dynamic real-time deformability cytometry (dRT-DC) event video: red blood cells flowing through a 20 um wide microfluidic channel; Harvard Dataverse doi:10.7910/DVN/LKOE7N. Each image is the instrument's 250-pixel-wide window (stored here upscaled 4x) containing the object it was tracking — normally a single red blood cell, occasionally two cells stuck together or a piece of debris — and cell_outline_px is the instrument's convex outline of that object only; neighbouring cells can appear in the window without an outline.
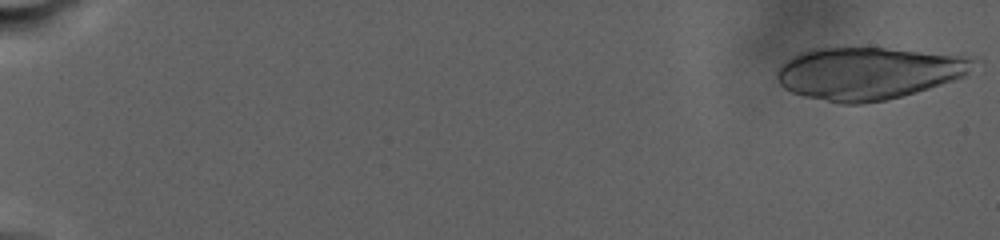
{"species": "human", "species_latin": "Homo sapiens", "temperature_condition": "warm", "stored_images_in_passage": 35, "camera_frame_rate_fps": 3000, "um_per_image_px": 0.085, "donor": {"sex": "male"}, "frame": {"image": 1, "passage_image": 1, "time_ms": 0.0, "image_size_px": [1000, 240], "cell_outline_px": [[980, 60], [964, 76], [916, 92], [884, 100], [864, 104], [840, 104], [804, 96], [792, 92], [784, 88], [776, 80], [776, 72], [792, 56], [800, 52], [812, 48], [884, 48], [976, 56]], "centroid_in_image_um": [73.84, 6.21], "position_along_channel_um": 11.2, "area_um2": 60.11}}
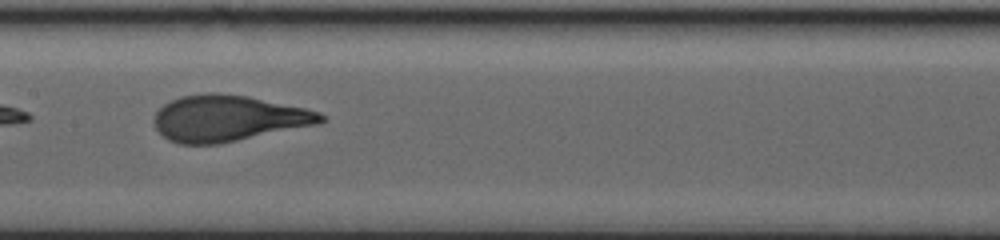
{"frame": {"image": 2, "passage_image": 26, "time_ms": 16.667, "image_size_px": [1000, 240], "cell_outline_px": [[324, 120], [316, 124], [220, 144], [180, 144], [168, 140], [156, 128], [152, 120], [156, 112], [164, 104], [180, 96], [208, 92], [212, 92], [248, 96], [304, 108], [320, 112], [324, 116]], "centroid_in_image_um": [19.34, 10.05], "position_along_channel_um": 188.1, "area_um2": 44.56}}
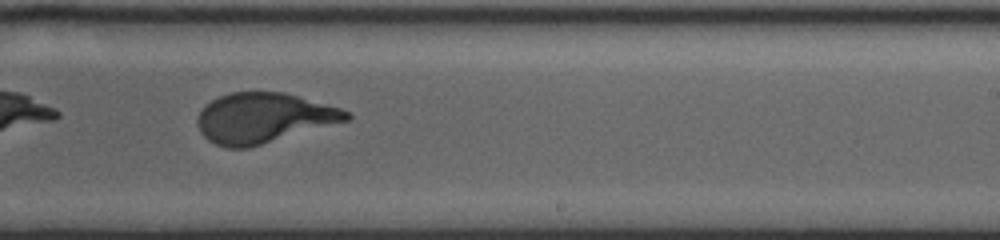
{"frame": {"image": 3, "passage_image": 33, "time_ms": 20.0, "image_size_px": [1000, 240], "cell_outline_px": [[352, 116], [348, 120], [248, 148], [228, 148], [216, 144], [208, 140], [200, 132], [196, 120], [200, 112], [212, 100], [220, 96], [232, 92], [284, 92], [340, 108], [348, 112]], "centroid_in_image_um": [22.38, 10.03], "position_along_channel_um": 266.6, "area_um2": 42.95}}